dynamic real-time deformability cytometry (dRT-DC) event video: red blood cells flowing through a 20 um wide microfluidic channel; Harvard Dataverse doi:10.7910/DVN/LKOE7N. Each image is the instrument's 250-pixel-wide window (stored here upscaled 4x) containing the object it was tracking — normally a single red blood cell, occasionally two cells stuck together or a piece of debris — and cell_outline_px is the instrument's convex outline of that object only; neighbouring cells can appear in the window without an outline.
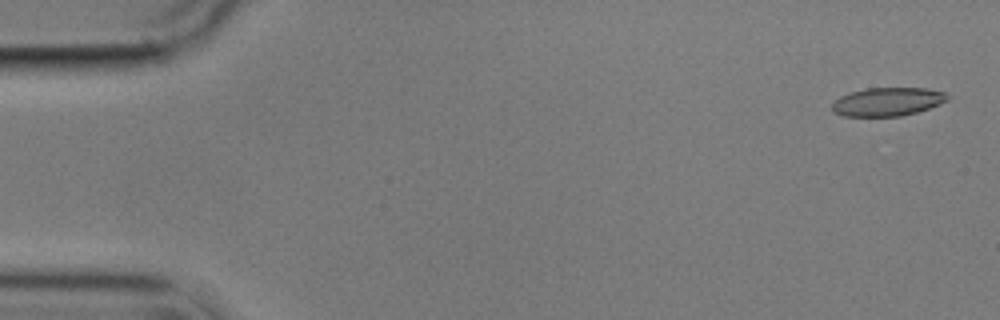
{"species": "common noctule bat (a hibernating species)", "species_latin": "Nyctalus noctula", "temperature_condition": "cold", "stored_images_in_passage": 12, "camera_frame_rate_fps": 3000, "um_per_image_px": 0.085, "animal": {"sex": "male", "body_mass_g": 17.9}, "frame": {"image": 1, "passage_image": 2, "time_ms": 0.333, "image_size_px": [1000, 320], "cell_outline_px": [[952, 96], [948, 100], [940, 104], [916, 112], [900, 116], [844, 116], [832, 112], [832, 104], [840, 96], [848, 92], [864, 88], [924, 88], [944, 92]], "centroid_in_image_um": [75.43, 8.64], "position_along_channel_um": 9.6, "area_um2": 19.25}}